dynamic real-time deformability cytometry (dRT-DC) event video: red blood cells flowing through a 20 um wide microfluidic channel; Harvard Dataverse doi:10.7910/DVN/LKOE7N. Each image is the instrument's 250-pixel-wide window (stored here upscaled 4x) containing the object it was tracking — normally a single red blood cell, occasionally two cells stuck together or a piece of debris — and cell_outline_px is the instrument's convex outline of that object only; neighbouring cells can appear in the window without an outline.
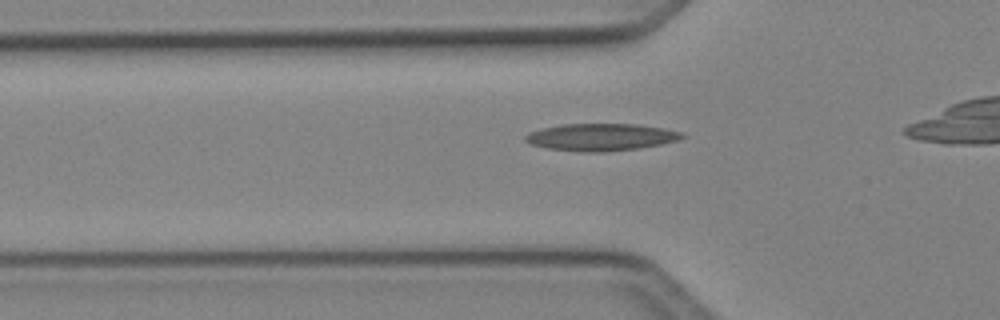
{"species": "Egyptian fruit bat (a non-hibernating species)", "species_latin": "Rousettus aegyptiacus", "temperature_condition": "cold", "stored_images_in_passage": 33, "camera_frame_rate_fps": 3000, "um_per_image_px": 0.085, "animal": {"sex": "female"}, "frame": {"image": 1, "passage_image": 9, "time_ms": 2.667, "image_size_px": [1000, 320], "cell_outline_px": [[684, 136], [676, 140], [660, 144], [640, 148], [604, 152], [580, 152], [548, 148], [532, 144], [524, 140], [524, 136], [528, 132], [560, 124], [636, 124], [664, 128], [680, 132]], "centroid_in_image_um": [51.04, 11.65], "position_along_channel_um": 74.8, "area_um2": 24.68}}
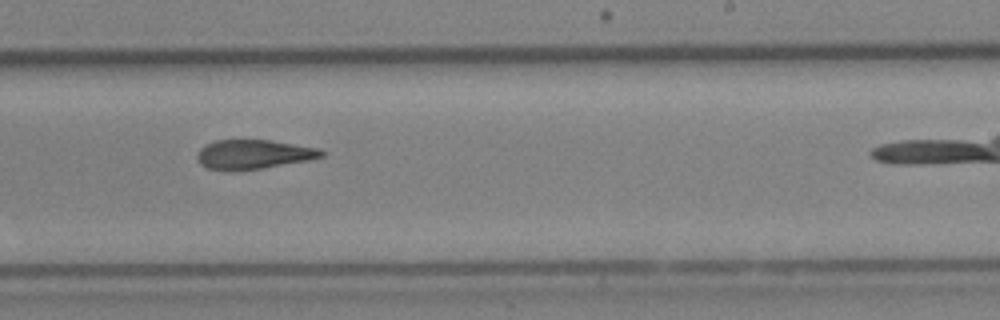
{"frame": {"image": 2, "passage_image": 23, "time_ms": 7.333, "image_size_px": [1000, 320], "cell_outline_px": [[328, 152], [324, 156], [308, 160], [260, 168], [232, 172], [208, 168], [200, 164], [196, 160], [196, 156], [200, 148], [204, 144], [216, 140], [272, 140], [320, 148]], "centroid_in_image_um": [21.54, 13.12], "position_along_channel_um": 267.5, "area_um2": 21.56}}
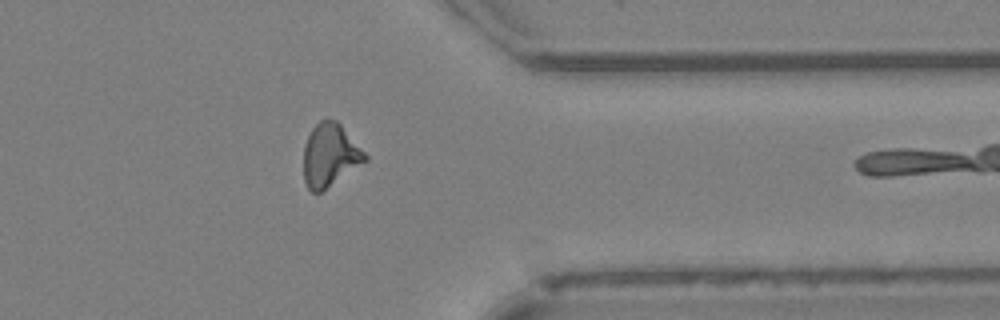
{"frame": {"image": 3, "passage_image": 32, "time_ms": 10.333, "image_size_px": [1000, 320], "cell_outline_px": [[368, 160], [320, 192], [312, 192], [308, 188], [304, 180], [304, 144], [312, 128], [320, 120], [336, 120], [340, 124], [368, 156]], "centroid_in_image_um": [28.04, 13.19], "position_along_channel_um": 383.4, "area_um2": 22.2}}